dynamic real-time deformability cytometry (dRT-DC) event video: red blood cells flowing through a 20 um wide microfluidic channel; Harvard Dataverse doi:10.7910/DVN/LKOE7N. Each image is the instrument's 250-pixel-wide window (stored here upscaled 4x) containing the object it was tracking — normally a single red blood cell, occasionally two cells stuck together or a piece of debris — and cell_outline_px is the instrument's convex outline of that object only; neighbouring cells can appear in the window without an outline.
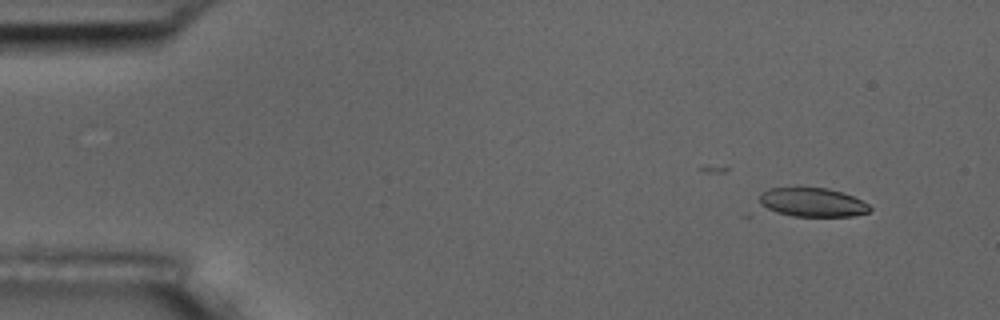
{"species": "common noctule bat (a hibernating species)", "species_latin": "Nyctalus noctula", "temperature_condition": "room temperature", "stored_images_in_passage": 6, "camera_frame_rate_fps": 3000, "um_per_image_px": 0.085, "animal": {"sex": "male", "body_mass_g": 17.5, "forearm_length_mm": 52.3}, "frame": {"image": 1, "passage_image": 1, "time_ms": 0.0, "image_size_px": [1000, 320], "cell_outline_px": [[872, 208], [868, 212], [852, 216], [792, 216], [760, 208], [760, 192], [768, 188], [828, 188], [852, 196], [868, 204]], "centroid_in_image_um": [68.99, 17.2], "position_along_channel_um": 16.0, "area_um2": 18.61}}
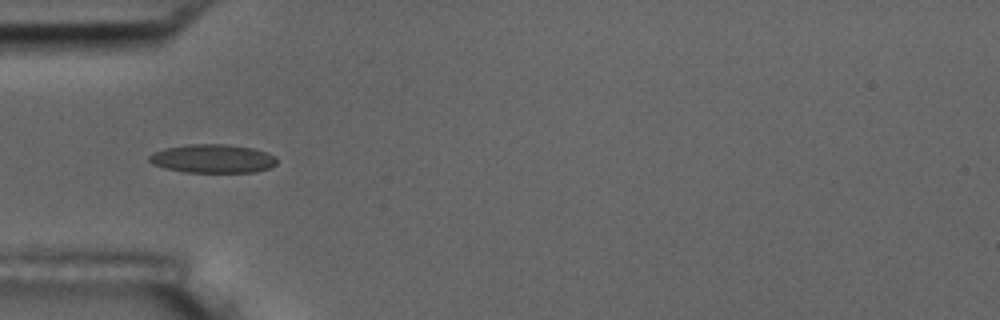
{"frame": {"image": 2, "passage_image": 4, "time_ms": 1.0, "image_size_px": [1000, 320], "cell_outline_px": [[276, 164], [268, 168], [256, 172], [184, 172], [164, 168], [152, 164], [148, 160], [148, 156], [152, 152], [164, 148], [188, 144], [228, 144], [252, 148], [276, 156]], "centroid_in_image_um": [18.03, 13.48], "position_along_channel_um": 67.0, "area_um2": 21.39}}